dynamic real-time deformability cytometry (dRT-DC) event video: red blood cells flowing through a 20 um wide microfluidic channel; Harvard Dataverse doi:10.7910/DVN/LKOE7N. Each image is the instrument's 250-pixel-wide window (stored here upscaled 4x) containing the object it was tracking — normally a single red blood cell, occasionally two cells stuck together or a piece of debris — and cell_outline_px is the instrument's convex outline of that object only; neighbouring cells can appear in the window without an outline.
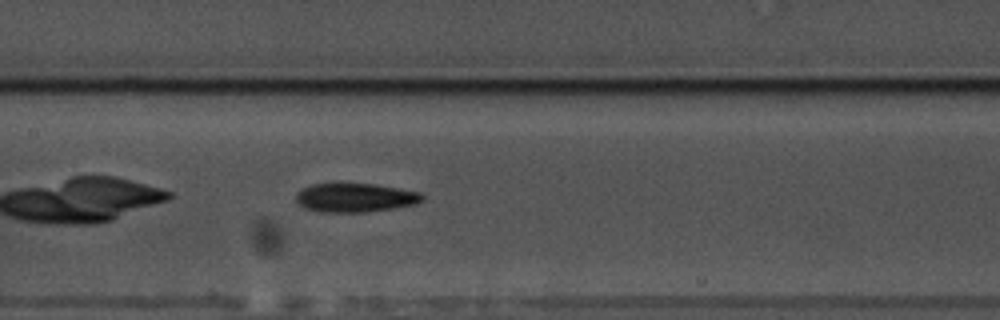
{"species": "common noctule bat (a hibernating species)", "species_latin": "Nyctalus noctula", "temperature_condition": "warm", "stored_images_in_passage": 36, "camera_frame_rate_fps": 3000, "um_per_image_px": 0.085, "animal": {"sex": "male", "body_mass_g": 17.5, "forearm_length_mm": 52.3}, "frame": {"image": 1, "passage_image": 11, "time_ms": 3.333, "image_size_px": [1000, 320], "cell_outline_px": [[424, 200], [416, 204], [368, 212], [320, 212], [304, 208], [296, 200], [296, 192], [300, 188], [312, 184], [332, 180], [344, 180], [372, 184], [420, 192], [424, 196]], "centroid_in_image_um": [30.11, 16.75], "position_along_channel_um": 177.3, "area_um2": 22.25}, "authors_computed_cell_mechanics": {"area_um2": 20.6635, "velocity_mm_per_s": 3.521, "shape_relaxation_time_tau1_ms": 2.4824, "shape_relaxation_time_tau2_ms": 4.0282, "deformation_change_tau1": 0.1202, "deformation_change_tau2": 0.1553}}